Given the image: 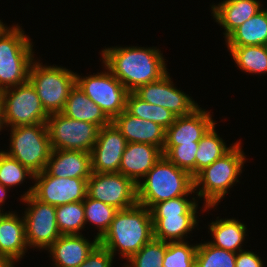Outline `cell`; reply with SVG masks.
<instances>
[{"label":"cell","mask_w":267,"mask_h":267,"mask_svg":"<svg viewBox=\"0 0 267 267\" xmlns=\"http://www.w3.org/2000/svg\"><path fill=\"white\" fill-rule=\"evenodd\" d=\"M114 258L111 252L98 244L78 267H114L112 266L115 264Z\"/></svg>","instance_id":"obj_37"},{"label":"cell","mask_w":267,"mask_h":267,"mask_svg":"<svg viewBox=\"0 0 267 267\" xmlns=\"http://www.w3.org/2000/svg\"><path fill=\"white\" fill-rule=\"evenodd\" d=\"M102 68L87 76L76 72V85L113 120L126 110L129 92L103 63Z\"/></svg>","instance_id":"obj_9"},{"label":"cell","mask_w":267,"mask_h":267,"mask_svg":"<svg viewBox=\"0 0 267 267\" xmlns=\"http://www.w3.org/2000/svg\"><path fill=\"white\" fill-rule=\"evenodd\" d=\"M28 179L33 184L34 173L0 149V184L12 190L27 184Z\"/></svg>","instance_id":"obj_32"},{"label":"cell","mask_w":267,"mask_h":267,"mask_svg":"<svg viewBox=\"0 0 267 267\" xmlns=\"http://www.w3.org/2000/svg\"><path fill=\"white\" fill-rule=\"evenodd\" d=\"M52 150L91 152L100 127L89 122L71 119L54 113L46 120Z\"/></svg>","instance_id":"obj_11"},{"label":"cell","mask_w":267,"mask_h":267,"mask_svg":"<svg viewBox=\"0 0 267 267\" xmlns=\"http://www.w3.org/2000/svg\"><path fill=\"white\" fill-rule=\"evenodd\" d=\"M127 141L111 123L101 127L91 151L92 173L119 172Z\"/></svg>","instance_id":"obj_16"},{"label":"cell","mask_w":267,"mask_h":267,"mask_svg":"<svg viewBox=\"0 0 267 267\" xmlns=\"http://www.w3.org/2000/svg\"><path fill=\"white\" fill-rule=\"evenodd\" d=\"M9 262V259L0 255V267H5Z\"/></svg>","instance_id":"obj_41"},{"label":"cell","mask_w":267,"mask_h":267,"mask_svg":"<svg viewBox=\"0 0 267 267\" xmlns=\"http://www.w3.org/2000/svg\"><path fill=\"white\" fill-rule=\"evenodd\" d=\"M18 199L25 205L24 212L20 211L29 249L45 252L61 236L56 222V206L43 203L32 194Z\"/></svg>","instance_id":"obj_10"},{"label":"cell","mask_w":267,"mask_h":267,"mask_svg":"<svg viewBox=\"0 0 267 267\" xmlns=\"http://www.w3.org/2000/svg\"><path fill=\"white\" fill-rule=\"evenodd\" d=\"M99 59L124 85L128 92L158 81L168 73V61L159 47L155 46H104ZM101 53V54H100Z\"/></svg>","instance_id":"obj_1"},{"label":"cell","mask_w":267,"mask_h":267,"mask_svg":"<svg viewBox=\"0 0 267 267\" xmlns=\"http://www.w3.org/2000/svg\"><path fill=\"white\" fill-rule=\"evenodd\" d=\"M265 261L259 256V252L244 249L236 253L235 267H265Z\"/></svg>","instance_id":"obj_38"},{"label":"cell","mask_w":267,"mask_h":267,"mask_svg":"<svg viewBox=\"0 0 267 267\" xmlns=\"http://www.w3.org/2000/svg\"><path fill=\"white\" fill-rule=\"evenodd\" d=\"M197 247V241L166 242L163 267H195Z\"/></svg>","instance_id":"obj_35"},{"label":"cell","mask_w":267,"mask_h":267,"mask_svg":"<svg viewBox=\"0 0 267 267\" xmlns=\"http://www.w3.org/2000/svg\"><path fill=\"white\" fill-rule=\"evenodd\" d=\"M6 130L10 132L9 148L3 151L32 173L43 172L52 151L46 123L19 125Z\"/></svg>","instance_id":"obj_8"},{"label":"cell","mask_w":267,"mask_h":267,"mask_svg":"<svg viewBox=\"0 0 267 267\" xmlns=\"http://www.w3.org/2000/svg\"><path fill=\"white\" fill-rule=\"evenodd\" d=\"M9 26L3 22L2 19H0V34L5 30L7 29Z\"/></svg>","instance_id":"obj_42"},{"label":"cell","mask_w":267,"mask_h":267,"mask_svg":"<svg viewBox=\"0 0 267 267\" xmlns=\"http://www.w3.org/2000/svg\"><path fill=\"white\" fill-rule=\"evenodd\" d=\"M16 263L19 265L18 262H15V261H10L5 267H16Z\"/></svg>","instance_id":"obj_43"},{"label":"cell","mask_w":267,"mask_h":267,"mask_svg":"<svg viewBox=\"0 0 267 267\" xmlns=\"http://www.w3.org/2000/svg\"><path fill=\"white\" fill-rule=\"evenodd\" d=\"M206 109L201 106L189 115L176 117L174 123L165 130L164 146L199 144L207 131L217 123L213 118L214 112Z\"/></svg>","instance_id":"obj_17"},{"label":"cell","mask_w":267,"mask_h":267,"mask_svg":"<svg viewBox=\"0 0 267 267\" xmlns=\"http://www.w3.org/2000/svg\"><path fill=\"white\" fill-rule=\"evenodd\" d=\"M152 238L150 210L137 203L116 212L108 230L99 239V244L111 252L115 259L119 255V258L127 261Z\"/></svg>","instance_id":"obj_3"},{"label":"cell","mask_w":267,"mask_h":267,"mask_svg":"<svg viewBox=\"0 0 267 267\" xmlns=\"http://www.w3.org/2000/svg\"><path fill=\"white\" fill-rule=\"evenodd\" d=\"M235 67L248 75L267 74V45L226 46Z\"/></svg>","instance_id":"obj_27"},{"label":"cell","mask_w":267,"mask_h":267,"mask_svg":"<svg viewBox=\"0 0 267 267\" xmlns=\"http://www.w3.org/2000/svg\"><path fill=\"white\" fill-rule=\"evenodd\" d=\"M85 211V224L97 229L95 236L100 239L108 230L118 209L109 204L90 198L86 195L83 201Z\"/></svg>","instance_id":"obj_31"},{"label":"cell","mask_w":267,"mask_h":267,"mask_svg":"<svg viewBox=\"0 0 267 267\" xmlns=\"http://www.w3.org/2000/svg\"><path fill=\"white\" fill-rule=\"evenodd\" d=\"M32 40L15 23L0 34V92L28 82L31 64L37 58Z\"/></svg>","instance_id":"obj_6"},{"label":"cell","mask_w":267,"mask_h":267,"mask_svg":"<svg viewBox=\"0 0 267 267\" xmlns=\"http://www.w3.org/2000/svg\"><path fill=\"white\" fill-rule=\"evenodd\" d=\"M87 180L82 178H59L46 170L34 174L33 185L20 194V199L32 194L43 203L53 206L84 201L87 195Z\"/></svg>","instance_id":"obj_13"},{"label":"cell","mask_w":267,"mask_h":267,"mask_svg":"<svg viewBox=\"0 0 267 267\" xmlns=\"http://www.w3.org/2000/svg\"><path fill=\"white\" fill-rule=\"evenodd\" d=\"M200 202L197 196H180L154 204L149 209L153 221V238L165 242L188 241L194 231L200 230V214H209V211L219 207L200 206Z\"/></svg>","instance_id":"obj_2"},{"label":"cell","mask_w":267,"mask_h":267,"mask_svg":"<svg viewBox=\"0 0 267 267\" xmlns=\"http://www.w3.org/2000/svg\"><path fill=\"white\" fill-rule=\"evenodd\" d=\"M10 191H11L10 188L4 187L3 185L0 184V211L2 212H9V210L5 211V207L3 206H5L7 198L10 197V195H8Z\"/></svg>","instance_id":"obj_39"},{"label":"cell","mask_w":267,"mask_h":267,"mask_svg":"<svg viewBox=\"0 0 267 267\" xmlns=\"http://www.w3.org/2000/svg\"><path fill=\"white\" fill-rule=\"evenodd\" d=\"M166 242L152 238L137 253L132 255L122 267H163Z\"/></svg>","instance_id":"obj_34"},{"label":"cell","mask_w":267,"mask_h":267,"mask_svg":"<svg viewBox=\"0 0 267 267\" xmlns=\"http://www.w3.org/2000/svg\"><path fill=\"white\" fill-rule=\"evenodd\" d=\"M93 235V240L85 234L61 235L46 250L52 260L50 267H78L99 244Z\"/></svg>","instance_id":"obj_18"},{"label":"cell","mask_w":267,"mask_h":267,"mask_svg":"<svg viewBox=\"0 0 267 267\" xmlns=\"http://www.w3.org/2000/svg\"><path fill=\"white\" fill-rule=\"evenodd\" d=\"M208 234H210L211 239L208 242L213 246L225 249L232 252H239L244 250L246 241H248L249 236L247 225L238 218H219L216 217L215 221H210L207 223Z\"/></svg>","instance_id":"obj_24"},{"label":"cell","mask_w":267,"mask_h":267,"mask_svg":"<svg viewBox=\"0 0 267 267\" xmlns=\"http://www.w3.org/2000/svg\"><path fill=\"white\" fill-rule=\"evenodd\" d=\"M7 129L5 122H4V106H3V99L0 95V132H3ZM3 130V131H2ZM1 135V134H0Z\"/></svg>","instance_id":"obj_40"},{"label":"cell","mask_w":267,"mask_h":267,"mask_svg":"<svg viewBox=\"0 0 267 267\" xmlns=\"http://www.w3.org/2000/svg\"><path fill=\"white\" fill-rule=\"evenodd\" d=\"M176 86L168 72L158 81L139 87L134 93L150 104L169 109L176 117L189 115L201 106Z\"/></svg>","instance_id":"obj_15"},{"label":"cell","mask_w":267,"mask_h":267,"mask_svg":"<svg viewBox=\"0 0 267 267\" xmlns=\"http://www.w3.org/2000/svg\"><path fill=\"white\" fill-rule=\"evenodd\" d=\"M61 113L71 119L89 122L100 128L112 123L104 111L89 99L76 84L70 90Z\"/></svg>","instance_id":"obj_25"},{"label":"cell","mask_w":267,"mask_h":267,"mask_svg":"<svg viewBox=\"0 0 267 267\" xmlns=\"http://www.w3.org/2000/svg\"><path fill=\"white\" fill-rule=\"evenodd\" d=\"M224 40L226 46L267 45V8H262Z\"/></svg>","instance_id":"obj_26"},{"label":"cell","mask_w":267,"mask_h":267,"mask_svg":"<svg viewBox=\"0 0 267 267\" xmlns=\"http://www.w3.org/2000/svg\"><path fill=\"white\" fill-rule=\"evenodd\" d=\"M126 110L142 120L152 121L165 130L173 123L176 116L160 105L150 104L139 98L134 92H129L126 98Z\"/></svg>","instance_id":"obj_29"},{"label":"cell","mask_w":267,"mask_h":267,"mask_svg":"<svg viewBox=\"0 0 267 267\" xmlns=\"http://www.w3.org/2000/svg\"><path fill=\"white\" fill-rule=\"evenodd\" d=\"M195 195L191 174L164 155L137 184V203L148 209L161 201Z\"/></svg>","instance_id":"obj_5"},{"label":"cell","mask_w":267,"mask_h":267,"mask_svg":"<svg viewBox=\"0 0 267 267\" xmlns=\"http://www.w3.org/2000/svg\"><path fill=\"white\" fill-rule=\"evenodd\" d=\"M0 95L3 99L4 122L7 128L46 123L49 114L29 81L5 89Z\"/></svg>","instance_id":"obj_12"},{"label":"cell","mask_w":267,"mask_h":267,"mask_svg":"<svg viewBox=\"0 0 267 267\" xmlns=\"http://www.w3.org/2000/svg\"><path fill=\"white\" fill-rule=\"evenodd\" d=\"M236 253L220 249L208 241L198 243L195 267H235Z\"/></svg>","instance_id":"obj_33"},{"label":"cell","mask_w":267,"mask_h":267,"mask_svg":"<svg viewBox=\"0 0 267 267\" xmlns=\"http://www.w3.org/2000/svg\"><path fill=\"white\" fill-rule=\"evenodd\" d=\"M163 156L162 150L146 143H127L122 155L119 173L136 185Z\"/></svg>","instance_id":"obj_22"},{"label":"cell","mask_w":267,"mask_h":267,"mask_svg":"<svg viewBox=\"0 0 267 267\" xmlns=\"http://www.w3.org/2000/svg\"><path fill=\"white\" fill-rule=\"evenodd\" d=\"M18 214L19 212L12 209L0 215V255L20 263L29 247L26 242L23 214Z\"/></svg>","instance_id":"obj_19"},{"label":"cell","mask_w":267,"mask_h":267,"mask_svg":"<svg viewBox=\"0 0 267 267\" xmlns=\"http://www.w3.org/2000/svg\"><path fill=\"white\" fill-rule=\"evenodd\" d=\"M56 222L61 235L84 234L86 231L83 201L56 206Z\"/></svg>","instance_id":"obj_30"},{"label":"cell","mask_w":267,"mask_h":267,"mask_svg":"<svg viewBox=\"0 0 267 267\" xmlns=\"http://www.w3.org/2000/svg\"><path fill=\"white\" fill-rule=\"evenodd\" d=\"M45 170L59 178L89 179L92 174L91 152L52 150Z\"/></svg>","instance_id":"obj_23"},{"label":"cell","mask_w":267,"mask_h":267,"mask_svg":"<svg viewBox=\"0 0 267 267\" xmlns=\"http://www.w3.org/2000/svg\"><path fill=\"white\" fill-rule=\"evenodd\" d=\"M87 195L124 210L137 204V185L119 172L92 173L87 180Z\"/></svg>","instance_id":"obj_14"},{"label":"cell","mask_w":267,"mask_h":267,"mask_svg":"<svg viewBox=\"0 0 267 267\" xmlns=\"http://www.w3.org/2000/svg\"><path fill=\"white\" fill-rule=\"evenodd\" d=\"M215 125L217 123L199 141L196 153V175L225 155L235 144L234 142L230 145L227 144L222 135L220 136L218 130H216Z\"/></svg>","instance_id":"obj_28"},{"label":"cell","mask_w":267,"mask_h":267,"mask_svg":"<svg viewBox=\"0 0 267 267\" xmlns=\"http://www.w3.org/2000/svg\"><path fill=\"white\" fill-rule=\"evenodd\" d=\"M198 144H183L179 146H163V155L178 168L188 171L194 178L196 176V153Z\"/></svg>","instance_id":"obj_36"},{"label":"cell","mask_w":267,"mask_h":267,"mask_svg":"<svg viewBox=\"0 0 267 267\" xmlns=\"http://www.w3.org/2000/svg\"><path fill=\"white\" fill-rule=\"evenodd\" d=\"M40 59L39 56L32 62L28 81L49 115L61 113L70 90L76 84V72L61 65L43 64Z\"/></svg>","instance_id":"obj_7"},{"label":"cell","mask_w":267,"mask_h":267,"mask_svg":"<svg viewBox=\"0 0 267 267\" xmlns=\"http://www.w3.org/2000/svg\"><path fill=\"white\" fill-rule=\"evenodd\" d=\"M259 0H223L210 5L211 16L224 31L223 38H227L236 28L245 23L262 8Z\"/></svg>","instance_id":"obj_20"},{"label":"cell","mask_w":267,"mask_h":267,"mask_svg":"<svg viewBox=\"0 0 267 267\" xmlns=\"http://www.w3.org/2000/svg\"><path fill=\"white\" fill-rule=\"evenodd\" d=\"M241 139L213 164L201 170L194 179V191L198 201L205 206H218L232 187L241 183V174L245 171L247 155L242 149ZM231 189V190H230Z\"/></svg>","instance_id":"obj_4"},{"label":"cell","mask_w":267,"mask_h":267,"mask_svg":"<svg viewBox=\"0 0 267 267\" xmlns=\"http://www.w3.org/2000/svg\"><path fill=\"white\" fill-rule=\"evenodd\" d=\"M112 123L126 139L127 143H146L163 149L165 142V129L160 125L142 120L124 110L116 116Z\"/></svg>","instance_id":"obj_21"}]
</instances>
